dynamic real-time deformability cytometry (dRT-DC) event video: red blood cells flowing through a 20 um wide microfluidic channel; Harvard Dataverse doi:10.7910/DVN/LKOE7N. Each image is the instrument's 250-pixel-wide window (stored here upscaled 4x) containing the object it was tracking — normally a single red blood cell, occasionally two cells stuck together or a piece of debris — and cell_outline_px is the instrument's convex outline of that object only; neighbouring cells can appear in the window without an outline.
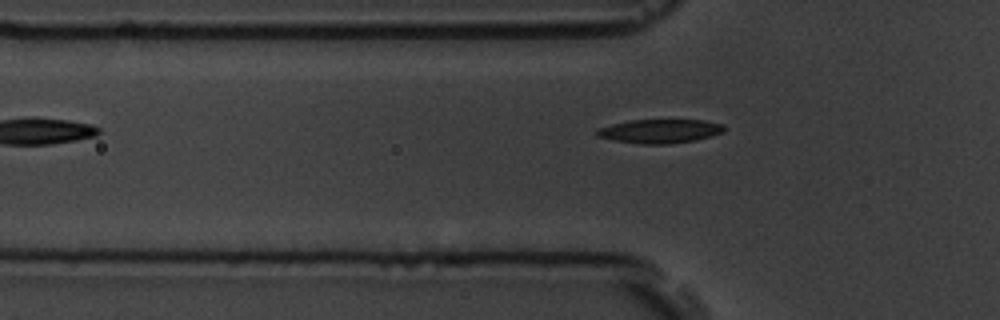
{"species": "common noctule bat (a hibernating species)", "species_latin": "Nyctalus noctula", "temperature_condition": "room temperature", "stored_images_in_passage": 5, "camera_frame_rate_fps": 3000, "um_per_image_px": 0.085, "animal": {"sex": "male", "body_mass_g": 19.5, "forearm_length_mm": 54.6}, "frame": {"image": 1, "passage_image": 5, "time_ms": 5.667, "image_size_px": [1000, 320], "cell_outline_px": [[724, 132], [712, 136], [696, 140], [672, 144], [640, 144], [616, 140], [596, 136], [596, 132], [600, 128], [612, 124], [632, 120], [704, 120], [724, 124]], "centroid_in_image_um": [56.15, 11.15], "position_along_channel_um": 69.6, "area_um2": 17.69}}